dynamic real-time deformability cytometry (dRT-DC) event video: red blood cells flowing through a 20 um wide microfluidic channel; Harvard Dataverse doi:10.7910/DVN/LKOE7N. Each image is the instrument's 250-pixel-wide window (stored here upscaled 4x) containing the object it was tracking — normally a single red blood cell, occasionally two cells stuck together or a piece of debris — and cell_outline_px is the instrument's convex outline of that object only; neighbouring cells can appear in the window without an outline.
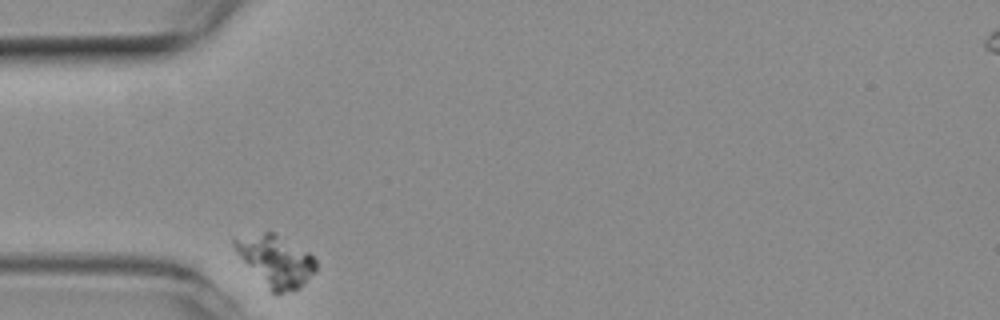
{"species": "common noctule bat (a hibernating species)", "species_latin": "Nyctalus noctula", "temperature_condition": "room temperature", "stored_images_in_passage": 32, "camera_frame_rate_fps": 3000, "um_per_image_px": 0.085, "animal": {"sex": "female", "body_mass_g": 19.3, "forearm_length_mm": 54.1}, "frame": {"image": 1, "passage_image": 1, "time_ms": 0.0, "image_size_px": [1000, 320], "cell_outline_px": [[316, 268], [300, 288], [276, 296], [272, 292], [236, 252], [232, 244], [232, 236], [268, 228], [308, 252], [316, 260]], "centroid_in_image_um": [23.37, 22.09], "position_along_channel_um": 61.6, "area_um2": 24.68}}
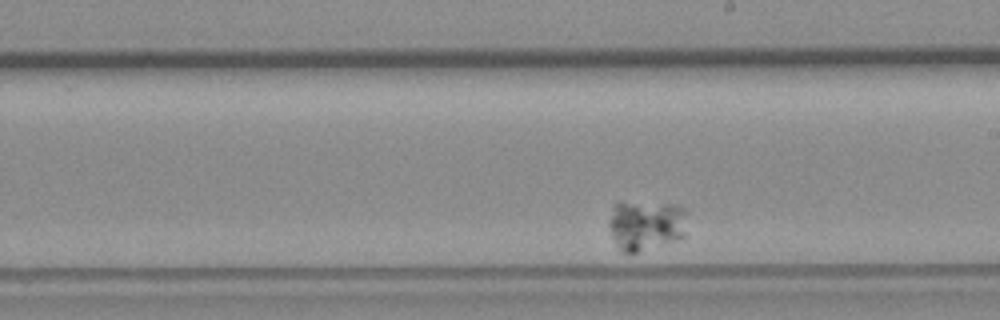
{"frame": {"image": 2, "passage_image": 19, "time_ms": 6.0, "image_size_px": [1000, 320], "cell_outline_px": [[688, 212], [684, 236], [636, 252], [620, 252], [612, 236], [608, 224], [612, 208], [620, 200], [676, 204], [684, 208]], "centroid_in_image_um": [54.89, 19.07], "position_along_channel_um": 234.1, "area_um2": 23.24}}
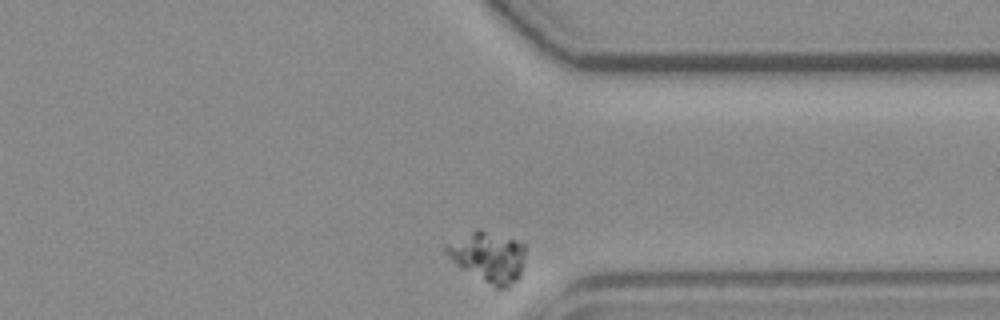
{"frame": {"image": 3, "passage_image": 32, "time_ms": 10.333, "image_size_px": [1000, 320], "cell_outline_px": [[524, 256], [520, 276], [508, 288], [496, 288], [456, 264], [444, 252], [444, 244], [476, 228], [480, 228], [524, 244]], "centroid_in_image_um": [41.47, 21.81], "position_along_channel_um": 369.9, "area_um2": 23.06}}